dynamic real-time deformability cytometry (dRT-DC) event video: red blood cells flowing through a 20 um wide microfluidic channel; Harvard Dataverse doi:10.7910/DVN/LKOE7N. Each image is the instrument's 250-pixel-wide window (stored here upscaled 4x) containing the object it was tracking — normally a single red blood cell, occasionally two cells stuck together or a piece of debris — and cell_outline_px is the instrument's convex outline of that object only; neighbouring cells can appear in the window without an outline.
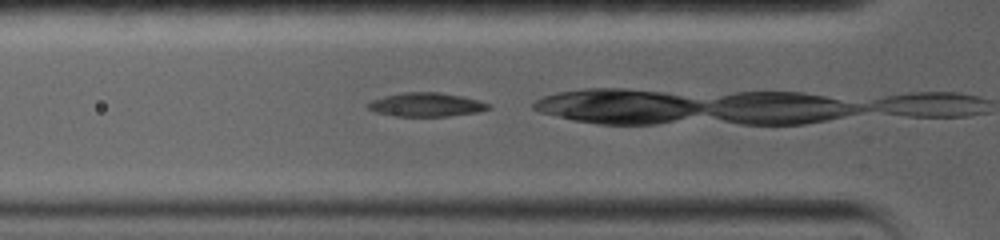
{"species": "common noctule bat (a hibernating species)", "species_latin": "Nyctalus noctula", "temperature_condition": "warm", "stored_images_in_passage": 3, "camera_frame_rate_fps": 5000, "um_per_image_px": 0.085, "animal": {"sex": "female", "body_mass_g": 19.0, "forearm_length_mm": 56.7}, "frame": {"image": 1, "passage_image": 2, "time_ms": 0.4, "image_size_px": [1000, 240], "cell_outline_px": [[492, 108], [480, 112], [448, 116], [392, 116], [376, 112], [368, 108], [368, 104], [372, 100], [384, 96], [404, 92], [440, 92], [464, 96], [480, 100], [492, 104]], "centroid_in_image_um": [36.31, 8.89], "position_along_channel_um": 89.5, "area_um2": 16.94}}